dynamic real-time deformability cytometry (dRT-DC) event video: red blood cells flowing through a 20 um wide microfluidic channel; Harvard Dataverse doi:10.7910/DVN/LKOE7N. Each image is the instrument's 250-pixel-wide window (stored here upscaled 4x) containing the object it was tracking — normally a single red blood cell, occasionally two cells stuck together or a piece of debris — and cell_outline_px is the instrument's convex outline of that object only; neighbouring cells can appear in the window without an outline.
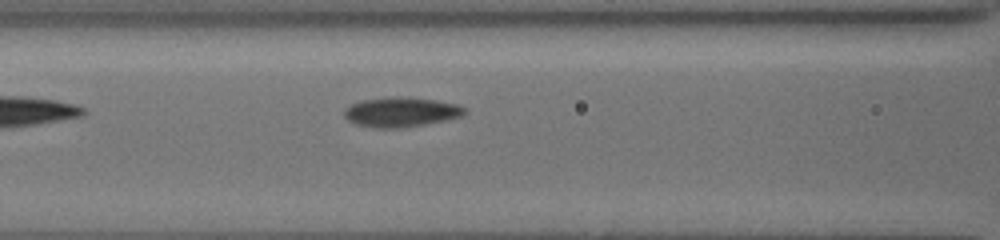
{"species": "common noctule bat (a hibernating species)", "species_latin": "Nyctalus noctula", "temperature_condition": "cold", "stored_images_in_passage": 31, "camera_frame_rate_fps": 3000, "um_per_image_px": 0.085, "animal": {"sex": "female", "body_mass_g": 19.5, "forearm_length_mm": 54.1}, "frame": {"image": 1, "passage_image": 3, "time_ms": 0.667, "image_size_px": [1000, 240], "cell_outline_px": [[468, 112], [460, 116], [420, 124], [396, 128], [376, 128], [356, 124], [348, 120], [344, 116], [344, 108], [360, 100], [392, 96], [400, 96], [436, 100], [456, 104], [468, 108]], "centroid_in_image_um": [34.04, 9.5], "position_along_channel_um": 132.6, "area_um2": 20.63}}
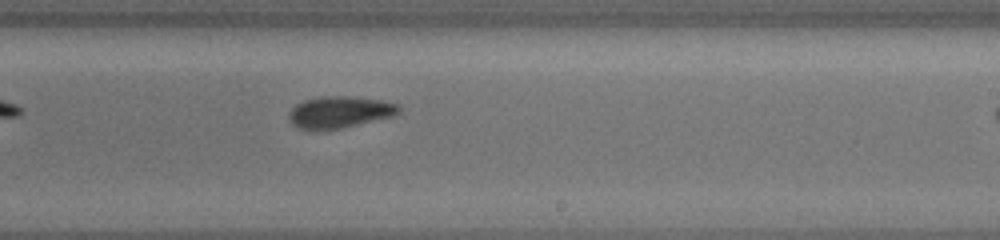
{"frame": {"image": 2, "passage_image": 15, "time_ms": 4.0, "image_size_px": [1000, 240], "cell_outline_px": [[400, 112], [392, 116], [340, 128], [300, 128], [292, 124], [288, 116], [288, 112], [296, 104], [304, 100], [320, 96], [356, 96], [380, 100], [400, 104]], "centroid_in_image_um": [28.88, 9.49], "position_along_channel_um": 260.1, "area_um2": 20.0}}
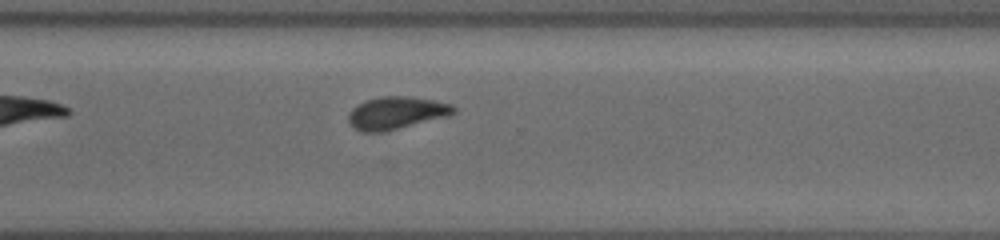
{"frame": {"image": 3, "passage_image": 22, "time_ms": 6.0, "image_size_px": [1000, 240], "cell_outline_px": [[456, 112], [448, 116], [380, 132], [364, 132], [356, 128], [348, 120], [348, 112], [352, 108], [368, 100], [380, 96], [408, 96], [432, 100], [452, 104], [456, 108]], "centroid_in_image_um": [33.7, 9.58], "position_along_channel_um": 336.9, "area_um2": 19.54}}